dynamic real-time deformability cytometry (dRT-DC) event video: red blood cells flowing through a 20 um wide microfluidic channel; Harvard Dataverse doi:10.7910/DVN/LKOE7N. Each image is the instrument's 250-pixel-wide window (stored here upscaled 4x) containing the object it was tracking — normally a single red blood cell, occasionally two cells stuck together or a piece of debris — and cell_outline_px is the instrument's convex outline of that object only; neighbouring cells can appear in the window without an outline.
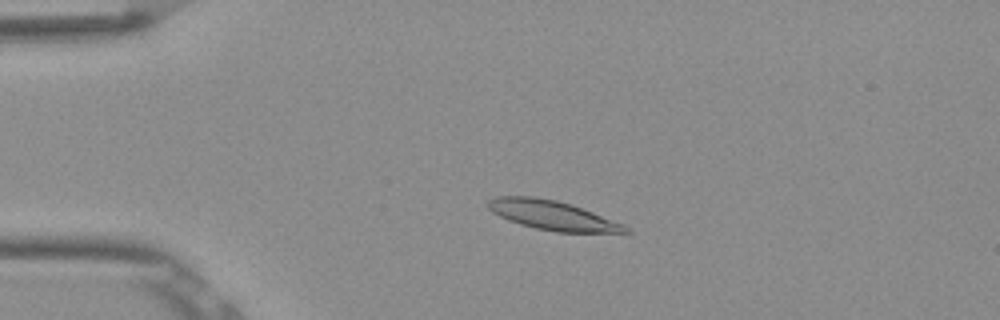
{"species": "Egyptian fruit bat (a non-hibernating species)", "species_latin": "Rousettus aegyptiacus", "temperature_condition": "room temperature", "stored_images_in_passage": 53, "camera_frame_rate_fps": 3000, "um_per_image_px": 0.085, "frame": {"image": 1, "passage_image": 12, "time_ms": 3.667, "image_size_px": [1000, 320], "cell_outline_px": [[632, 232], [556, 232], [536, 228], [520, 224], [508, 220], [492, 212], [488, 208], [488, 200], [496, 196], [532, 196], [556, 200], [572, 204], [624, 224]], "centroid_in_image_um": [46.94, 18.29], "position_along_channel_um": 38.1, "area_um2": 23.35}}
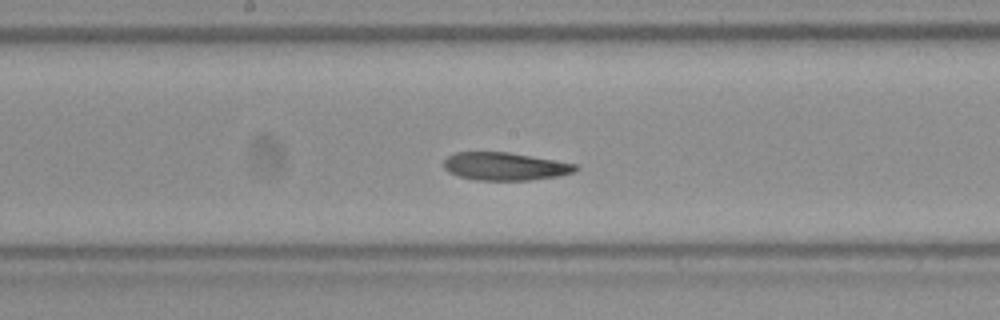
{"frame": {"image": 2, "passage_image": 28, "time_ms": 9.0, "image_size_px": [1000, 320], "cell_outline_px": [[580, 168], [572, 172], [560, 176], [528, 180], [476, 180], [460, 176], [448, 172], [444, 168], [444, 160], [448, 156], [456, 152], [508, 152], [576, 164]], "centroid_in_image_um": [42.91, 14.14], "position_along_channel_um": 205.3, "area_um2": 21.27}}
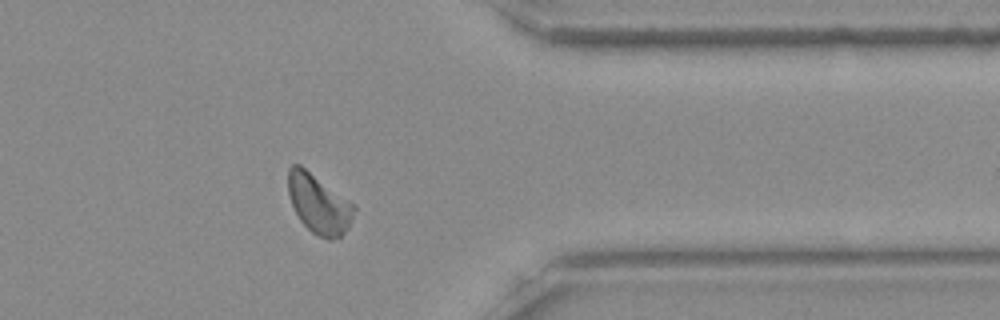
{"frame": {"image": 3, "passage_image": 43, "time_ms": 14.0, "image_size_px": [1000, 320], "cell_outline_px": [[356, 208], [348, 228], [340, 236], [332, 240], [328, 240], [312, 232], [300, 220], [292, 204], [288, 192], [288, 168], [292, 164], [300, 164], [356, 204]], "centroid_in_image_um": [27.11, 17.31], "position_along_channel_um": 384.3, "area_um2": 22.83}, "authors_computed_cell_mechanics": {"area_um2": 22.253, "velocity_mm_per_s": 3.8251, "shape_relaxation_time_tau1_ms": null, "shape_relaxation_time_tau2_ms": 4.7357, "deformation_change_tau1": null, "deformation_change_tau2": 0.1003}}